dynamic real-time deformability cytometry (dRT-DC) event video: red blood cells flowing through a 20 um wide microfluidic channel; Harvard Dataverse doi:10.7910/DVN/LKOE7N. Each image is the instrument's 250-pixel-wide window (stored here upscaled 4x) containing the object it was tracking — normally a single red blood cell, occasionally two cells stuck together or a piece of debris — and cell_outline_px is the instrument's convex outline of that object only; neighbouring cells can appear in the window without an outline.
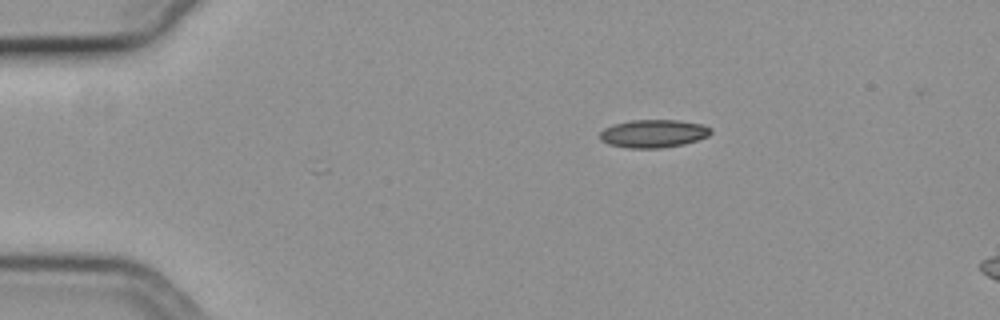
{"species": "common noctule bat (a hibernating species)", "species_latin": "Nyctalus noctula", "temperature_condition": "cold", "stored_images_in_passage": 2, "camera_frame_rate_fps": 3000, "um_per_image_px": 0.085, "animal": {"sex": "female", "body_mass_g": 19.3, "forearm_length_mm": 54.1}, "frame": {"image": 1, "passage_image": 2, "time_ms": 0.333, "image_size_px": [1000, 320], "cell_outline_px": [[712, 132], [708, 136], [684, 144], [660, 148], [628, 148], [608, 144], [600, 140], [600, 132], [604, 128], [616, 124], [632, 120], [676, 120], [704, 124], [712, 128]], "centroid_in_image_um": [55.56, 11.35], "position_along_channel_um": 29.4, "area_um2": 18.09}}